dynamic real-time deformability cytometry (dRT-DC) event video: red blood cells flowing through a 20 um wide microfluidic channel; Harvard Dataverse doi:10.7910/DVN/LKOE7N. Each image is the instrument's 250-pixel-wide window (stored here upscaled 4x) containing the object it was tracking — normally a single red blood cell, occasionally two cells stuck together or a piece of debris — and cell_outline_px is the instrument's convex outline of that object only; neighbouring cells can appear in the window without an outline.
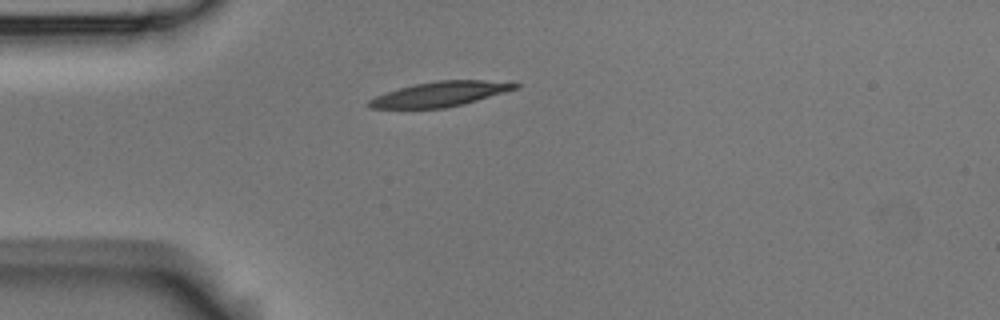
{"species": "Egyptian fruit bat (a non-hibernating species)", "species_latin": "Rousettus aegyptiacus", "temperature_condition": "room temperature", "stored_images_in_passage": 1, "camera_frame_rate_fps": 3000, "um_per_image_px": 0.085, "animal": {"sex": "male"}, "frame": {"image": 1, "passage_image": 1, "time_ms": 0.0, "image_size_px": [1000, 320], "cell_outline_px": [[520, 88], [464, 104], [444, 108], [372, 108], [368, 104], [368, 100], [376, 96], [400, 88], [416, 84], [440, 80], [512, 80], [520, 84]], "centroid_in_image_um": [37.56, 7.97], "position_along_channel_um": 47.4, "area_um2": 21.27}}